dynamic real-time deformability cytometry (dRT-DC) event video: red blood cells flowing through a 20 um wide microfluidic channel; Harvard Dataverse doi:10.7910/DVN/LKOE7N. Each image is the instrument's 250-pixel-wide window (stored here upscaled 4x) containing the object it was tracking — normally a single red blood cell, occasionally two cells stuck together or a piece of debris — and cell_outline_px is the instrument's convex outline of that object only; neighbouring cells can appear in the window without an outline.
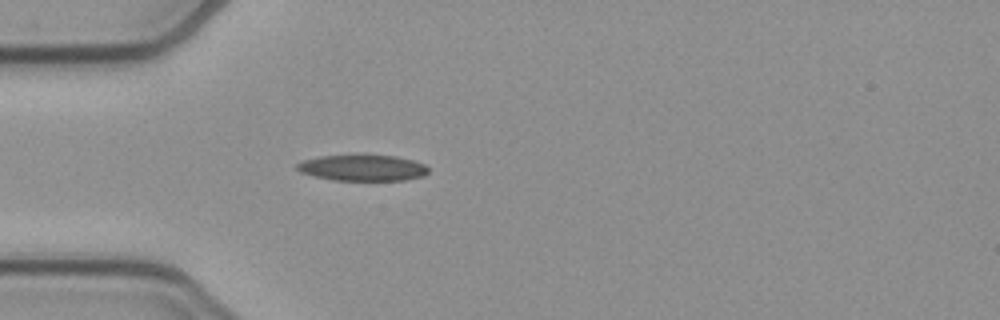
{"species": "common noctule bat (a hibernating species)", "species_latin": "Nyctalus noctula", "temperature_condition": "cold", "stored_images_in_passage": 47, "camera_frame_rate_fps": 3000, "um_per_image_px": 0.085, "animal": {"sex": "female", "body_mass_g": 21.9}, "frame": {"image": 1, "passage_image": 10, "time_ms": 3.0, "image_size_px": [1000, 320], "cell_outline_px": [[428, 172], [424, 176], [408, 180], [332, 180], [300, 172], [296, 168], [296, 164], [304, 160], [320, 156], [396, 156], [412, 160], [424, 164], [428, 168]], "centroid_in_image_um": [30.84, 14.28], "position_along_channel_um": 54.2, "area_um2": 19.65}}
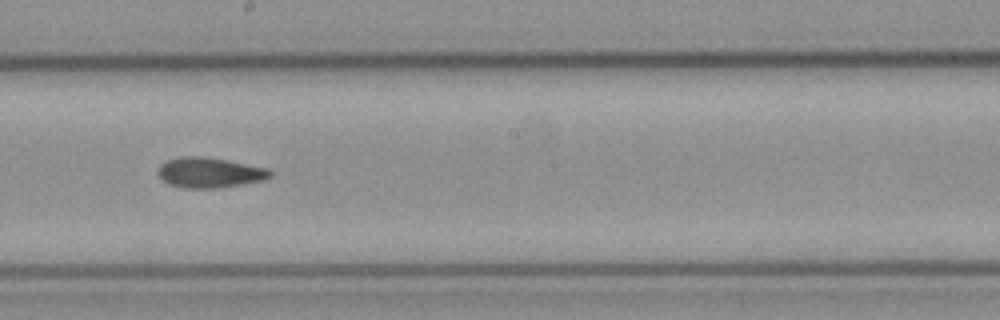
{"frame": {"image": 2, "passage_image": 24, "time_ms": 7.667, "image_size_px": [1000, 320], "cell_outline_px": [[272, 176], [264, 180], [244, 184], [212, 188], [180, 188], [168, 184], [156, 176], [156, 172], [160, 164], [168, 160], [180, 156], [204, 156], [228, 160], [268, 168], [272, 172]], "centroid_in_image_um": [17.77, 14.67], "position_along_channel_um": 230.4, "area_um2": 20.11}}
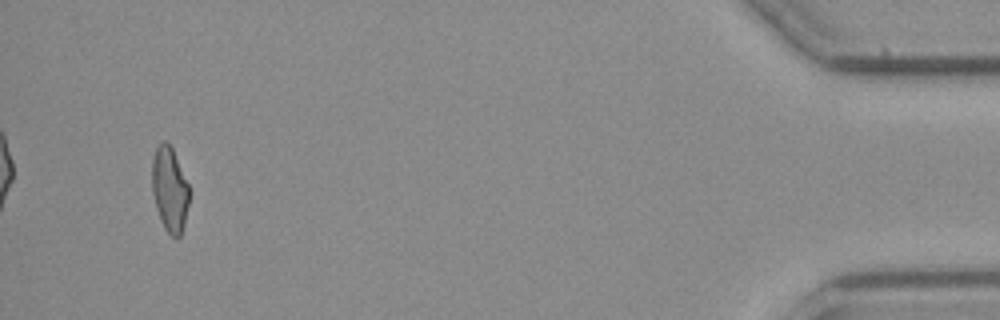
{"frame": {"image": 3, "passage_image": 45, "time_ms": 14.667, "image_size_px": [1000, 320], "cell_outline_px": [[188, 204], [184, 224], [180, 236], [176, 240], [164, 228], [160, 220], [156, 208], [152, 192], [152, 160], [156, 148], [164, 140], [172, 148], [188, 184]], "centroid_in_image_um": [14.4, 16.13], "position_along_channel_um": 420.8, "area_um2": 18.15}, "authors_computed_cell_mechanics": {"area_um2": 19.2474, "velocity_mm_per_s": 3.8991, "shape_relaxation_time_tau1_ms": null, "shape_relaxation_time_tau2_ms": 5.7935, "deformation_change_tau1": null, "deformation_change_tau2": 0.1535}}